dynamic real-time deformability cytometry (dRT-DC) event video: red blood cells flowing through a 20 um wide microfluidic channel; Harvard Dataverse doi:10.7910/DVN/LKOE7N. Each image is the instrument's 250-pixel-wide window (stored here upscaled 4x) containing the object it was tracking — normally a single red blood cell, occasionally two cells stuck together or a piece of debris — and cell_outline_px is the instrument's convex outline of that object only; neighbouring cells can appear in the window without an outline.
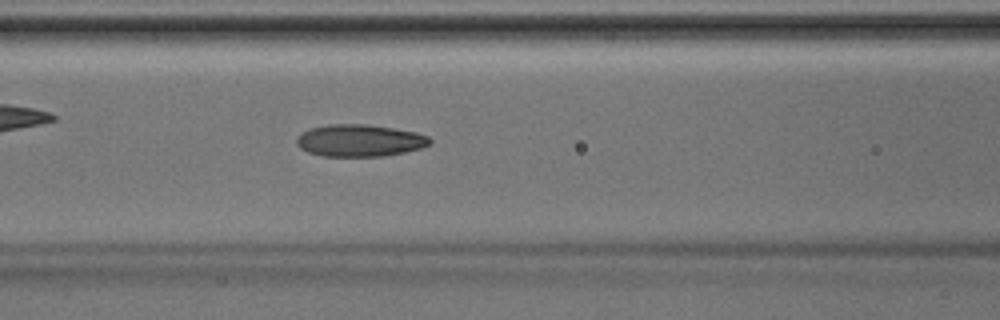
{"species": "Egyptian fruit bat (a non-hibernating species)", "species_latin": "Rousettus aegyptiacus", "temperature_condition": "room temperature", "stored_images_in_passage": 44, "camera_frame_rate_fps": 3000, "um_per_image_px": 0.085, "animal": {"sex": "male"}, "frame": {"image": 1, "passage_image": 19, "time_ms": 6.0, "image_size_px": [1000, 320], "cell_outline_px": [[432, 144], [424, 148], [384, 156], [320, 156], [308, 152], [300, 148], [296, 144], [296, 136], [308, 128], [328, 124], [368, 124], [416, 132], [428, 136], [432, 140]], "centroid_in_image_um": [30.57, 11.94], "position_along_channel_um": 136.0, "area_um2": 25.26}}